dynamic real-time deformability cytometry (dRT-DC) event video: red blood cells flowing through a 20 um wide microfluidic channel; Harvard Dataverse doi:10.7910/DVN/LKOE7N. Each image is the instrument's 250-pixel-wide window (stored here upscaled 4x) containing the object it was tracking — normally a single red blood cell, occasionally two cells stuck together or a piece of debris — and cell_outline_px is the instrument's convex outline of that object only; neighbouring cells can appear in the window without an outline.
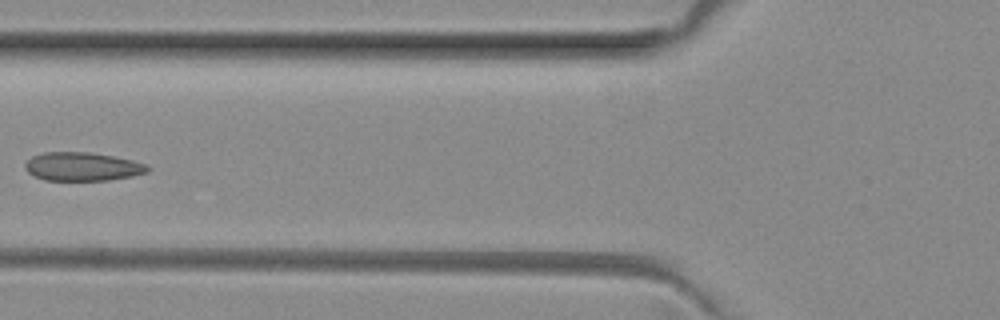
{"species": "common noctule bat (a hibernating species)", "species_latin": "Nyctalus noctula", "temperature_condition": "room temperature", "stored_images_in_passage": 6, "camera_frame_rate_fps": 3000, "um_per_image_px": 0.085, "animal": {"sex": "female", "body_mass_g": 29.2, "forearm_length_mm": 56.3}, "frame": {"image": 1, "passage_image": 6, "time_ms": 1.667, "image_size_px": [1000, 320], "cell_outline_px": [[152, 168], [148, 172], [132, 176], [108, 180], [44, 180], [28, 172], [24, 168], [24, 164], [32, 156], [44, 152], [88, 152], [112, 156], [132, 160], [148, 164]], "centroid_in_image_um": [7.03, 14.16], "position_along_channel_um": 118.8, "area_um2": 20.4}}